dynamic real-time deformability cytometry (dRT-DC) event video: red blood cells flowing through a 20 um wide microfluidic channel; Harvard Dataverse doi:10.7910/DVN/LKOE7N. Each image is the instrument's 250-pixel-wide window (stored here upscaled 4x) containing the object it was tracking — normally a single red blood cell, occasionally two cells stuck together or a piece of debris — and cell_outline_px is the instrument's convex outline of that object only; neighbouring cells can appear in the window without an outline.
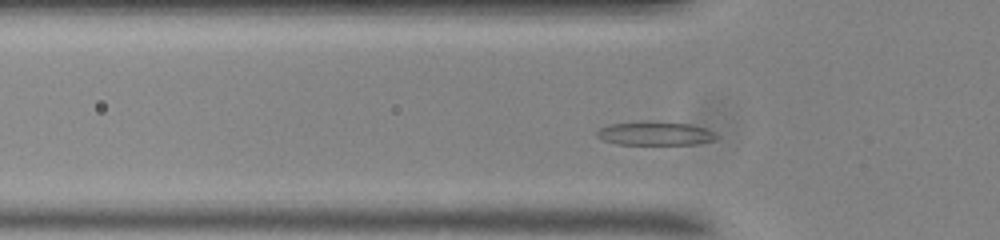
{"species": "common noctule bat (a hibernating species)", "species_latin": "Nyctalus noctula", "temperature_condition": "room temperature", "stored_images_in_passage": 41, "camera_frame_rate_fps": 3000, "um_per_image_px": 0.085, "animal": {"sex": "male", "body_mass_g": 20.0, "forearm_length_mm": 53.3}, "frame": {"image": 1, "passage_image": 3, "time_ms": 0.667, "image_size_px": [1000, 240], "cell_outline_px": [[720, 136], [716, 140], [696, 144], [616, 144], [604, 140], [596, 136], [596, 132], [600, 128], [612, 124], [648, 120], [692, 124], [716, 132]], "centroid_in_image_um": [55.74, 11.33], "position_along_channel_um": 70.1, "area_um2": 16.76}}
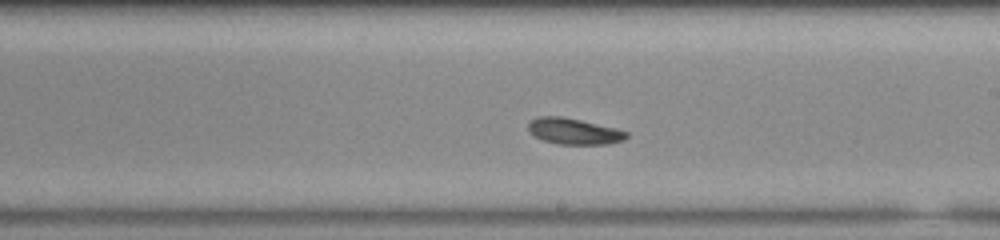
{"frame": {"image": 2, "passage_image": 17, "time_ms": 5.333, "image_size_px": [1000, 240], "cell_outline_px": [[628, 136], [624, 140], [608, 144], [560, 144], [544, 140], [528, 132], [528, 124], [536, 116], [560, 116], [580, 120], [616, 128], [628, 132]], "centroid_in_image_um": [48.78, 11.15], "position_along_channel_um": 240.2, "area_um2": 14.85}}
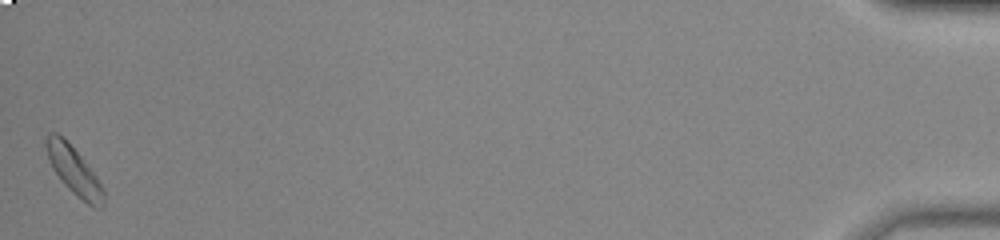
{"frame": {"image": 3, "passage_image": 41, "time_ms": 13.333, "image_size_px": [1000, 240], "cell_outline_px": [[104, 208], [92, 208], [72, 192], [60, 180], [52, 168], [48, 160], [44, 144], [44, 136], [48, 132], [56, 132], [80, 156], [96, 176], [104, 188]], "centroid_in_image_um": [6.26, 14.54], "position_along_channel_um": 428.9, "area_um2": 16.07}, "authors_computed_cell_mechanics": {"area_um2": 15.0858, "velocity_mm_per_s": 3.64, "shape_relaxation_time_tau1_ms": 3.9023, "shape_relaxation_time_tau2_ms": 5.0201, "deformation_change_tau1": 0.1214, "deformation_change_tau2": 0.0524}}